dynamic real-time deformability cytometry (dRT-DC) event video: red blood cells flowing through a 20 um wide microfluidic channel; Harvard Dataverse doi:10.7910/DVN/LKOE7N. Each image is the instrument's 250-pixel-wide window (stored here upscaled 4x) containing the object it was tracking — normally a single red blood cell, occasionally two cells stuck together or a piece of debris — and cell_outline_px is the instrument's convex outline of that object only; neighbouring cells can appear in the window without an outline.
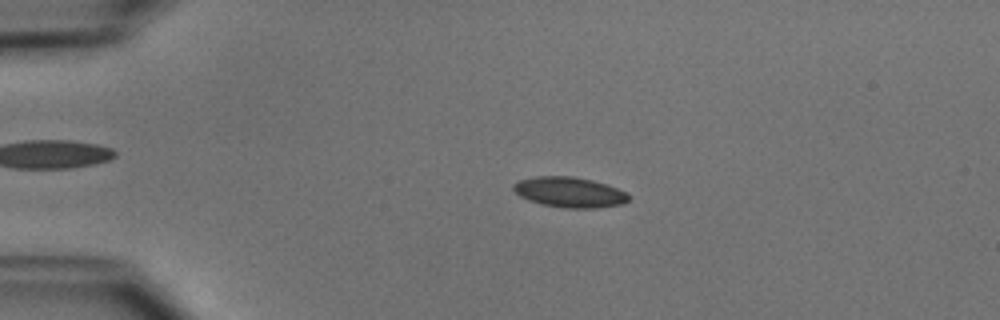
{"species": "common noctule bat (a hibernating species)", "species_latin": "Nyctalus noctula", "temperature_condition": "cold", "stored_images_in_passage": 51, "camera_frame_rate_fps": 3000, "um_per_image_px": 0.085, "animal": {"sex": "male", "body_mass_g": 15.6}, "frame": {"image": 1, "passage_image": 11, "time_ms": 3.333, "image_size_px": [1000, 320], "cell_outline_px": [[628, 200], [620, 204], [596, 208], [564, 208], [544, 204], [528, 200], [520, 196], [512, 188], [512, 184], [520, 180], [536, 176], [572, 176], [592, 180], [616, 188], [624, 192], [628, 196]], "centroid_in_image_um": [48.36, 16.33], "position_along_channel_um": 36.6, "area_um2": 20.06}}
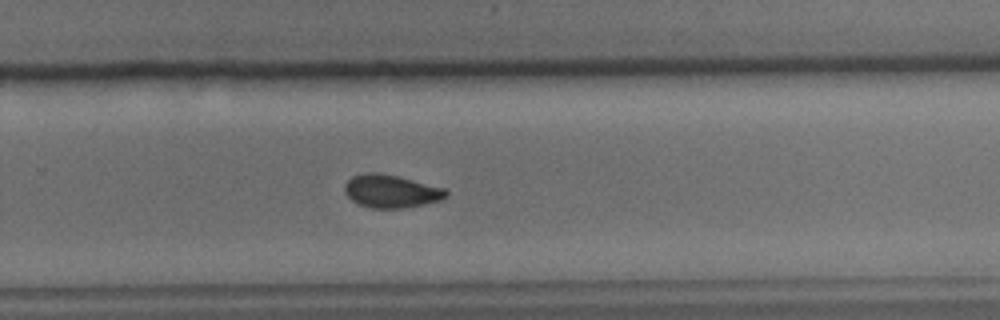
{"frame": {"image": 2, "passage_image": 34, "time_ms": 11.0, "image_size_px": [1000, 320], "cell_outline_px": [[448, 196], [440, 200], [404, 208], [372, 208], [360, 204], [352, 200], [344, 192], [344, 184], [352, 176], [364, 172], [380, 172], [444, 188], [448, 192]], "centroid_in_image_um": [33.21, 16.24], "position_along_channel_um": 296.6, "area_um2": 19.36}}
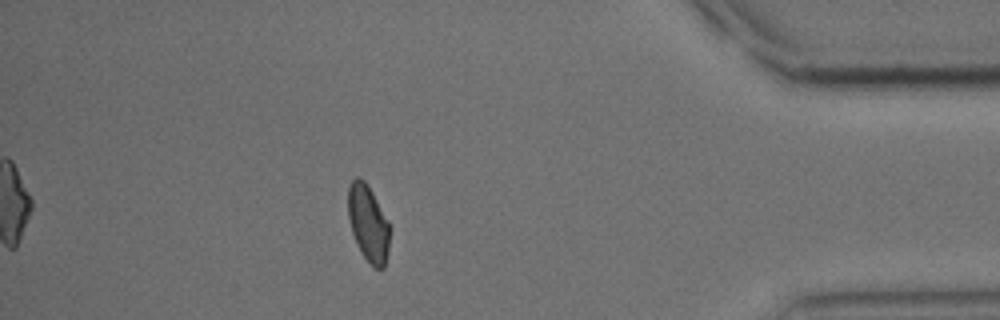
{"frame": {"image": 3, "passage_image": 45, "time_ms": 14.667, "image_size_px": [1000, 320], "cell_outline_px": [[392, 228], [388, 252], [384, 268], [372, 268], [360, 252], [356, 244], [352, 232], [348, 216], [348, 188], [352, 180], [356, 176], [360, 176], [364, 180], [372, 192], [388, 220]], "centroid_in_image_um": [31.32, 19.01], "position_along_channel_um": 403.9, "area_um2": 19.02}, "authors_computed_cell_mechanics": {"area_um2": 19.5364, "velocity_mm_per_s": 3.934, "shape_relaxation_time_tau1_ms": 4.8804, "shape_relaxation_time_tau2_ms": 6.2743, "deformation_change_tau1": 0.111, "deformation_change_tau2": 0.085}}